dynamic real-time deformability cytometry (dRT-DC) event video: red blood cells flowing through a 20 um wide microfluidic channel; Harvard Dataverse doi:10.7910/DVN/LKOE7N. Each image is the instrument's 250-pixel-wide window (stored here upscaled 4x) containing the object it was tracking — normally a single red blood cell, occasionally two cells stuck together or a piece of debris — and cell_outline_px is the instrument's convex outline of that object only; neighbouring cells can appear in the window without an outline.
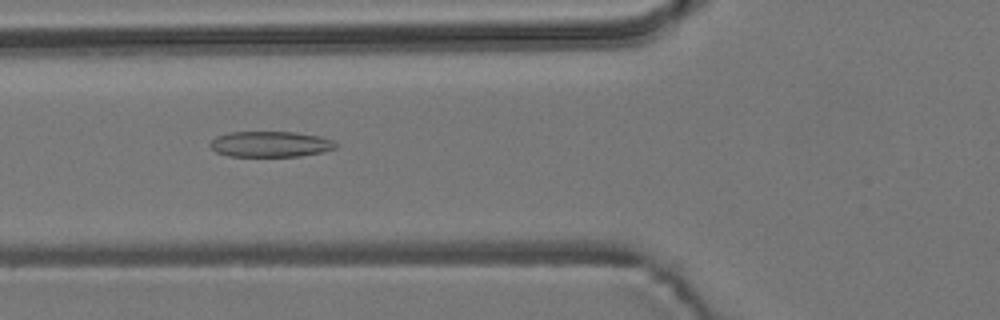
{"species": "common noctule bat (a hibernating species)", "species_latin": "Nyctalus noctula", "temperature_condition": "room temperature", "stored_images_in_passage": 56, "camera_frame_rate_fps": 3000, "um_per_image_px": 0.085, "animal": {"sex": "male", "body_mass_g": 19.2, "forearm_length_mm": 51.8}, "frame": {"image": 1, "passage_image": 21, "time_ms": 6.667, "image_size_px": [1000, 320], "cell_outline_px": [[336, 148], [324, 152], [300, 156], [228, 156], [216, 152], [208, 144], [216, 136], [228, 132], [292, 132], [320, 136], [332, 140], [336, 144]], "centroid_in_image_um": [22.97, 12.25], "position_along_channel_um": 102.8, "area_um2": 18.84}}
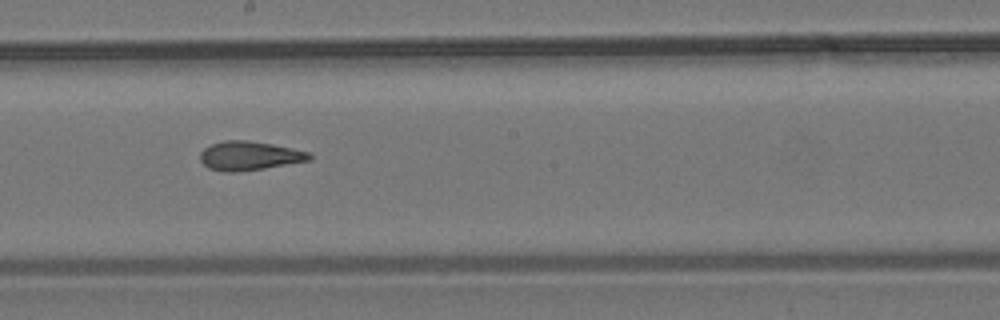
{"frame": {"image": 2, "passage_image": 31, "time_ms": 10.0, "image_size_px": [1000, 320], "cell_outline_px": [[312, 160], [264, 168], [236, 172], [224, 172], [208, 168], [200, 160], [200, 152], [204, 148], [212, 144], [224, 140], [248, 140], [272, 144], [292, 148], [308, 152], [312, 156]], "centroid_in_image_um": [21.18, 13.24], "position_along_channel_um": 227.0, "area_um2": 18.44}}
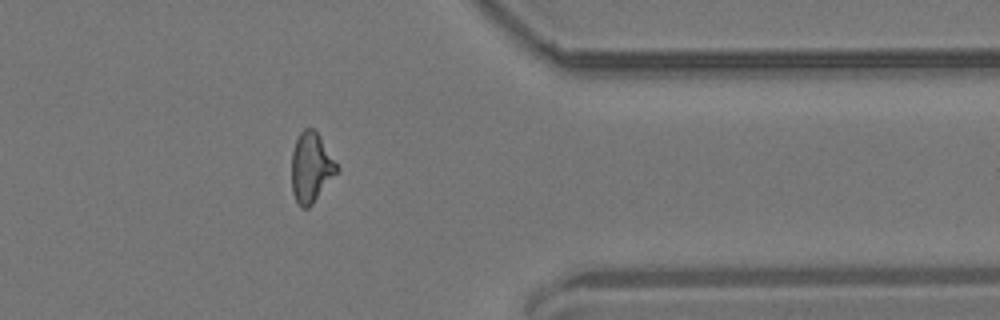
{"frame": {"image": 3, "passage_image": 45, "time_ms": 14.667, "image_size_px": [1000, 320], "cell_outline_px": [[340, 168], [312, 204], [308, 208], [300, 208], [292, 192], [292, 152], [296, 140], [300, 132], [304, 128], [312, 128], [316, 132]], "centroid_in_image_um": [26.42, 14.25], "position_along_channel_um": 385.0, "area_um2": 18.09}, "authors_computed_cell_mechanics": {"area_um2": 18.5249, "velocity_mm_per_s": 3.7105, "shape_relaxation_time_tau1_ms": null, "shape_relaxation_time_tau2_ms": 2.9893, "deformation_change_tau1": null, "deformation_change_tau2": 0.1242}}